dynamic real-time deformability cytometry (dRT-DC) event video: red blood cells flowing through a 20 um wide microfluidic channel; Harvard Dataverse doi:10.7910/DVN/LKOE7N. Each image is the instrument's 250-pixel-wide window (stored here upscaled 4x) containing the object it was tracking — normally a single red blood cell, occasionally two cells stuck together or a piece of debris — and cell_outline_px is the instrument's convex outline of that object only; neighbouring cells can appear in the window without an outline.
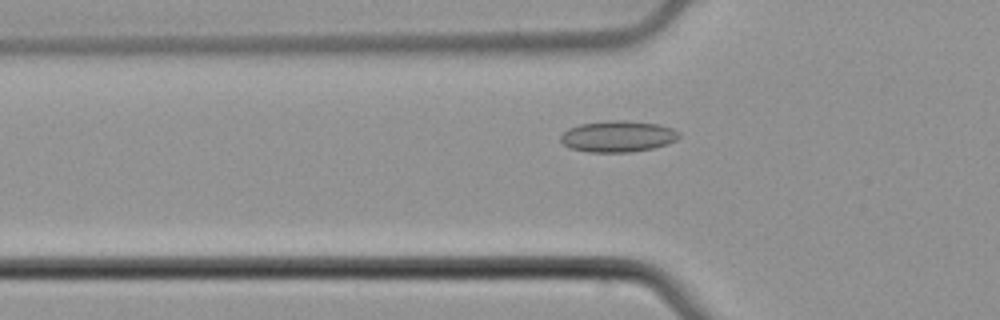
{"species": "common noctule bat (a hibernating species)", "species_latin": "Nyctalus noctula", "temperature_condition": "cold", "stored_images_in_passage": 41, "camera_frame_rate_fps": 3000, "um_per_image_px": 0.085, "animal": {"sex": "male", "body_mass_g": 21.5, "forearm_length_mm": 52.0}, "frame": {"image": 1, "passage_image": 5, "time_ms": 1.333, "image_size_px": [1000, 320], "cell_outline_px": [[680, 136], [676, 140], [668, 144], [652, 148], [632, 152], [588, 152], [572, 148], [564, 144], [560, 140], [560, 136], [568, 128], [580, 124], [608, 120], [620, 120], [660, 124], [672, 128], [680, 132]], "centroid_in_image_um": [52.54, 11.59], "position_along_channel_um": 73.3, "area_um2": 21.62}}
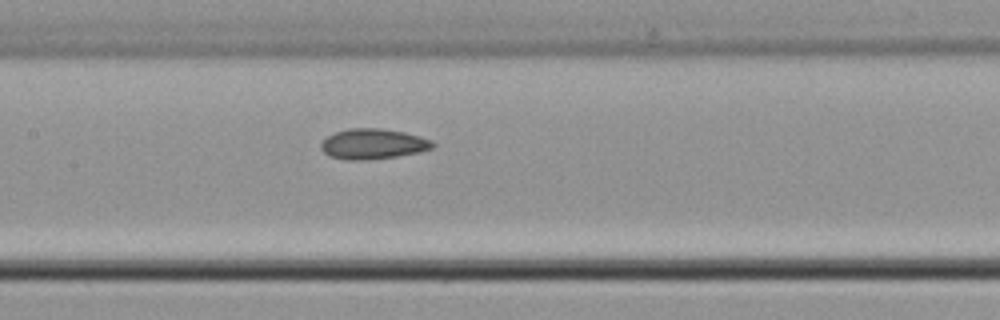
{"frame": {"image": 2, "passage_image": 13, "time_ms": 4.0, "image_size_px": [1000, 320], "cell_outline_px": [[436, 144], [432, 148], [420, 152], [396, 156], [364, 160], [344, 160], [328, 156], [320, 148], [320, 144], [328, 136], [336, 132], [348, 128], [380, 128], [404, 132], [420, 136], [432, 140]], "centroid_in_image_um": [31.7, 12.24], "position_along_channel_um": 175.7, "area_um2": 19.83}}
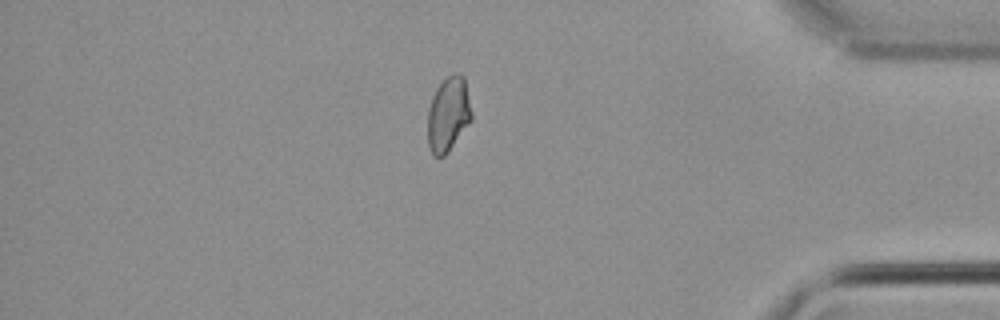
{"frame": {"image": 3, "passage_image": 33, "time_ms": 10.667, "image_size_px": [1000, 320], "cell_outline_px": [[472, 120], [448, 152], [444, 156], [432, 156], [428, 148], [428, 108], [432, 96], [436, 88], [452, 72], [460, 72], [464, 76], [472, 112]], "centroid_in_image_um": [38.1, 9.71], "position_along_channel_um": 397.1, "area_um2": 19.36}, "authors_computed_cell_mechanics": {"area_um2": 19.363, "velocity_mm_per_s": 3.8266, "shape_relaxation_time_tau1_ms": null, "shape_relaxation_time_tau2_ms": 3.2237, "deformation_change_tau1": null, "deformation_change_tau2": 0.0736}}